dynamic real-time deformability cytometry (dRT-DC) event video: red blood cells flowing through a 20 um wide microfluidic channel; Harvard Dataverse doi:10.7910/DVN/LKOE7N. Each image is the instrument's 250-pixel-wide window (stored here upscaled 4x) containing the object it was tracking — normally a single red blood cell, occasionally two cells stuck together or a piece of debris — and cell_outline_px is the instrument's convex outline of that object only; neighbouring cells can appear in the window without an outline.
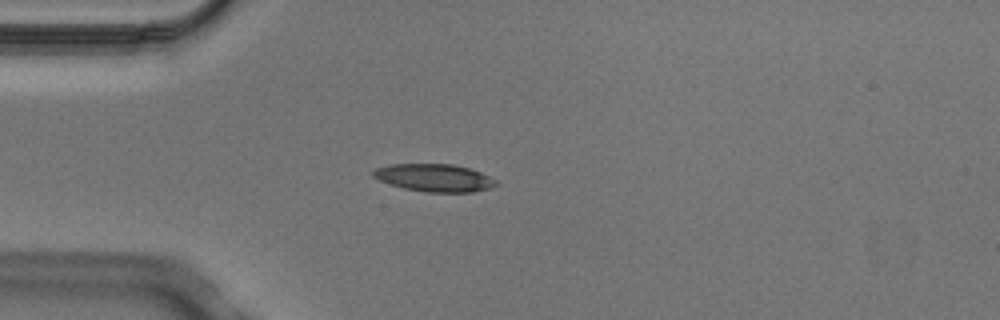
{"species": "Egyptian fruit bat (a non-hibernating species)", "species_latin": "Rousettus aegyptiacus", "temperature_condition": "cold", "stored_images_in_passage": 4, "camera_frame_rate_fps": 3000, "um_per_image_px": 0.085, "animal": {"sex": "male"}, "frame": {"image": 1, "passage_image": 3, "time_ms": 0.667, "image_size_px": [1000, 320], "cell_outline_px": [[500, 184], [492, 188], [472, 192], [428, 192], [404, 188], [380, 180], [372, 176], [372, 172], [376, 168], [392, 164], [452, 164], [468, 168], [480, 172], [496, 180]], "centroid_in_image_um": [36.96, 15.11], "position_along_channel_um": 48.0, "area_um2": 19.65}}